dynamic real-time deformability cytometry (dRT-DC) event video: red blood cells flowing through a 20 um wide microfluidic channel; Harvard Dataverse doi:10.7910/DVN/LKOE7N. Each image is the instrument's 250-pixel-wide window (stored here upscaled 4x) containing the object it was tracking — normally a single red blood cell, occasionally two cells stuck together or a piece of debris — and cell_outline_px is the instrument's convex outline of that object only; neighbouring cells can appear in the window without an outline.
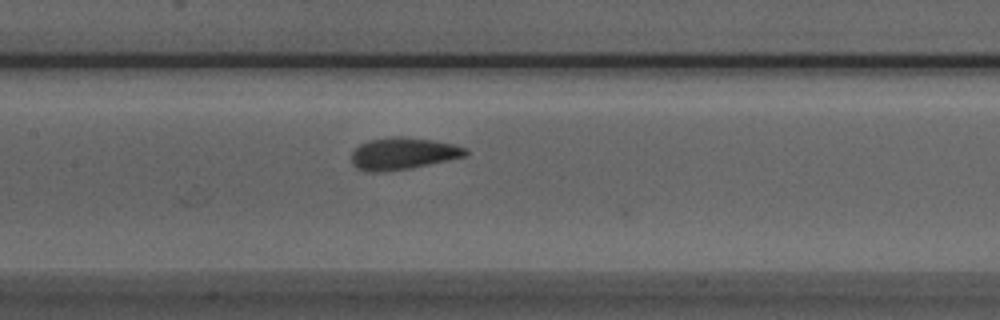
{"species": "Egyptian fruit bat (a non-hibernating species)", "species_latin": "Rousettus aegyptiacus", "temperature_condition": "room temperature", "stored_images_in_passage": 24, "camera_frame_rate_fps": 3000, "um_per_image_px": 0.085, "animal": {"sex": "male"}, "frame": {"image": 1, "passage_image": 16, "time_ms": 5.0, "image_size_px": [1000, 320], "cell_outline_px": [[468, 152], [464, 156], [448, 160], [412, 168], [384, 172], [364, 172], [356, 168], [352, 164], [352, 152], [360, 144], [368, 140], [392, 136], [400, 136], [432, 140], [452, 144], [464, 148]], "centroid_in_image_um": [34.19, 13.06], "position_along_channel_um": 173.2, "area_um2": 21.27}}
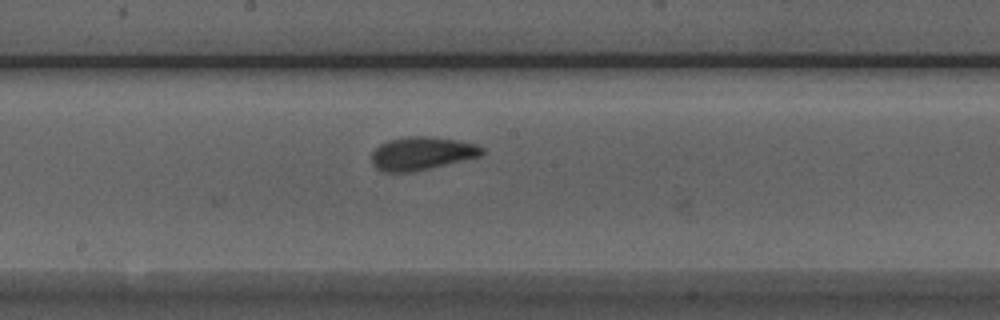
{"frame": {"image": 2, "passage_image": 19, "time_ms": 6.0, "image_size_px": [1000, 320], "cell_outline_px": [[484, 152], [480, 156], [412, 172], [384, 172], [376, 168], [372, 164], [372, 152], [380, 144], [388, 140], [408, 136], [428, 136], [460, 140], [476, 144], [484, 148]], "centroid_in_image_um": [35.84, 13.03], "position_along_channel_um": 212.4, "area_um2": 21.33}}
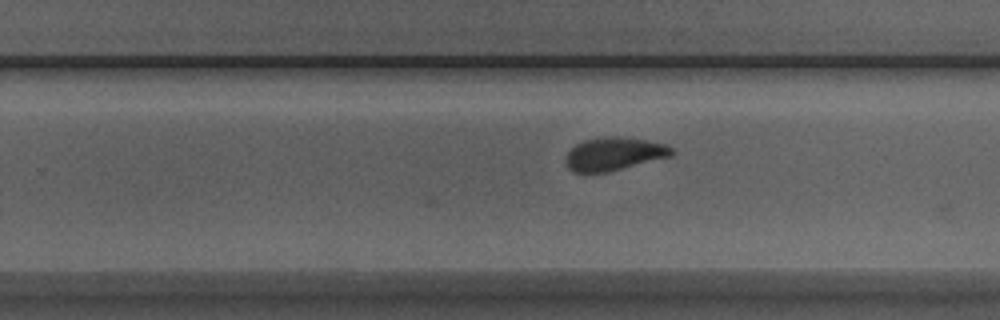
{"frame": {"image": 3, "passage_image": 24, "time_ms": 7.667, "image_size_px": [1000, 320], "cell_outline_px": [[676, 152], [672, 156], [608, 172], [572, 172], [568, 168], [564, 160], [568, 152], [576, 144], [584, 140], [608, 136], [616, 136], [644, 140], [664, 144], [672, 148]], "centroid_in_image_um": [52.19, 13.09], "position_along_channel_um": 277.6, "area_um2": 20.4}}